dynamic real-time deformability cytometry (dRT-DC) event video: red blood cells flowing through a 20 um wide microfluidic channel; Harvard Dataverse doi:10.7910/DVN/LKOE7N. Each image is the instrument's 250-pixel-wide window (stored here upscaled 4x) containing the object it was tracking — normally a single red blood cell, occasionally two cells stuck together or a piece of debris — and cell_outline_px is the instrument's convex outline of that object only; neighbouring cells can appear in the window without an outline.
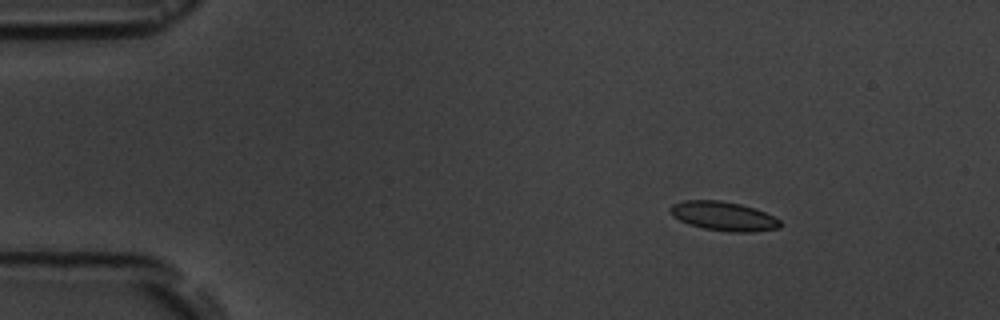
{"species": "common noctule bat (a hibernating species)", "species_latin": "Nyctalus noctula", "temperature_condition": "room temperature", "stored_images_in_passage": 6, "camera_frame_rate_fps": 3000, "um_per_image_px": 0.085, "animal": {"sex": "male", "body_mass_g": 19.5, "forearm_length_mm": 54.6}, "frame": {"image": 1, "passage_image": 2, "time_ms": 1.333, "image_size_px": [1000, 320], "cell_outline_px": [[780, 228], [752, 232], [728, 232], [704, 228], [688, 224], [672, 216], [668, 208], [672, 204], [684, 200], [720, 200], [740, 204], [756, 208], [780, 220]], "centroid_in_image_um": [61.47, 18.37], "position_along_channel_um": 23.5, "area_um2": 18.73}}
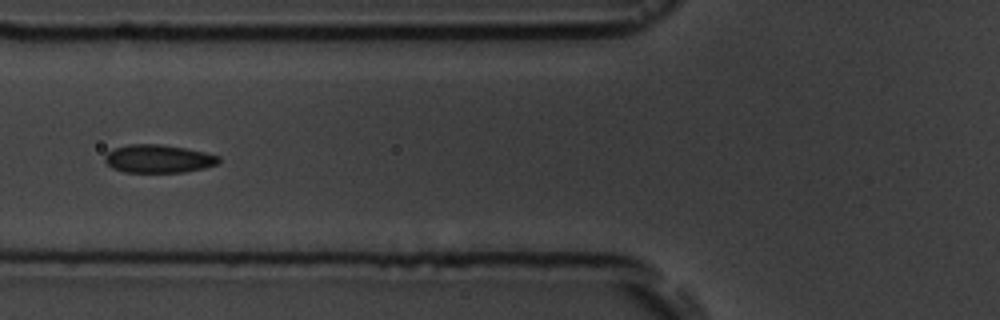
{"frame": {"image": 2, "passage_image": 5, "time_ms": 6.0, "image_size_px": [1000, 320], "cell_outline_px": [[220, 160], [216, 164], [204, 168], [184, 172], [124, 172], [112, 168], [104, 160], [104, 156], [108, 152], [116, 148], [128, 144], [160, 144], [184, 148], [204, 152], [220, 156]], "centroid_in_image_um": [13.45, 13.49], "position_along_channel_um": 112.3, "area_um2": 18.55}}
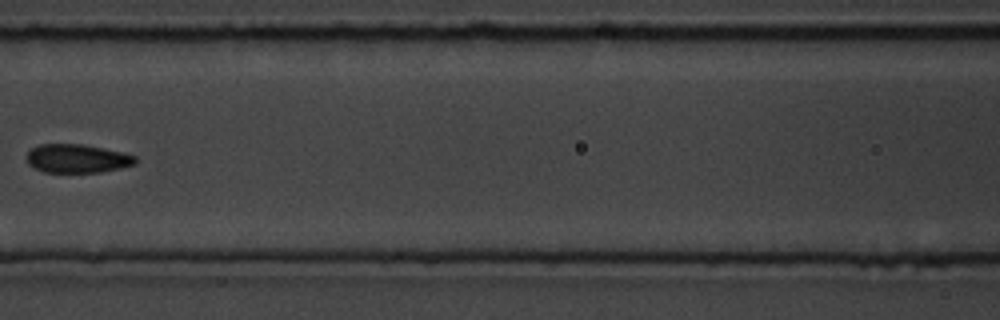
{"frame": {"image": 3, "passage_image": 6, "time_ms": 7.333, "image_size_px": [1000, 320], "cell_outline_px": [[136, 164], [120, 168], [100, 172], [44, 172], [28, 164], [28, 152], [32, 148], [40, 144], [80, 144], [124, 152], [136, 156]], "centroid_in_image_um": [6.59, 13.47], "position_along_channel_um": 160.0, "area_um2": 17.98}}